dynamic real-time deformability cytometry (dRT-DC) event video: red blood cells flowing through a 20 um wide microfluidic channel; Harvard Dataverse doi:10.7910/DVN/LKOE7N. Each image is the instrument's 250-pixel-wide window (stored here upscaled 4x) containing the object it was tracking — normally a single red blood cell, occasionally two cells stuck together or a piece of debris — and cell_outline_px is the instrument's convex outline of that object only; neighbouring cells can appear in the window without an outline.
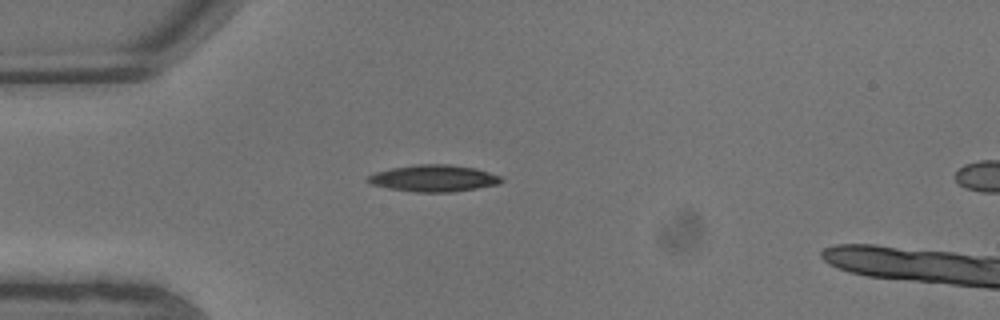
{"species": "common noctule bat (a hibernating species)", "species_latin": "Nyctalus noctula", "temperature_condition": "warm", "stored_images_in_passage": 8, "camera_frame_rate_fps": 3000, "um_per_image_px": 0.085, "animal": {"sex": "male", "body_mass_g": 13.3}, "frame": {"image": 1, "passage_image": 5, "time_ms": 1.333, "image_size_px": [1000, 320], "cell_outline_px": [[504, 180], [500, 184], [452, 192], [412, 192], [388, 188], [372, 184], [364, 180], [368, 176], [376, 172], [392, 168], [416, 164], [448, 164], [476, 168], [504, 176]], "centroid_in_image_um": [36.9, 15.15], "position_along_channel_um": 48.1, "area_um2": 20.98}}
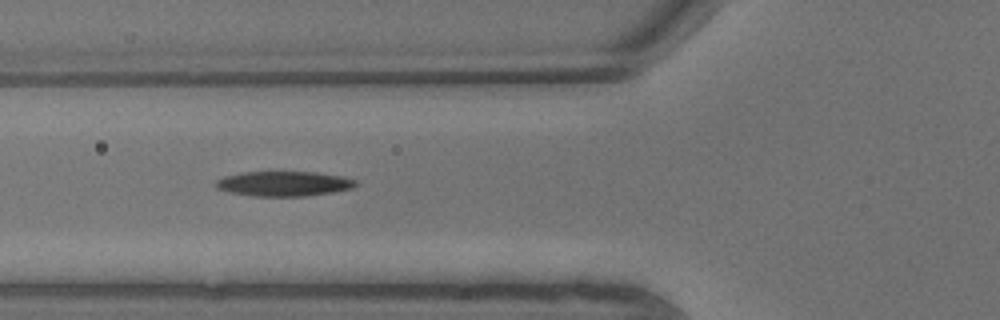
{"frame": {"image": 2, "passage_image": 7, "time_ms": 2.0, "image_size_px": [1000, 320], "cell_outline_px": [[356, 184], [352, 188], [332, 192], [308, 196], [252, 196], [228, 192], [216, 188], [216, 180], [224, 176], [240, 172], [316, 172], [344, 176], [356, 180]], "centroid_in_image_um": [24.11, 15.61], "position_along_channel_um": 101.7, "area_um2": 20.4}}
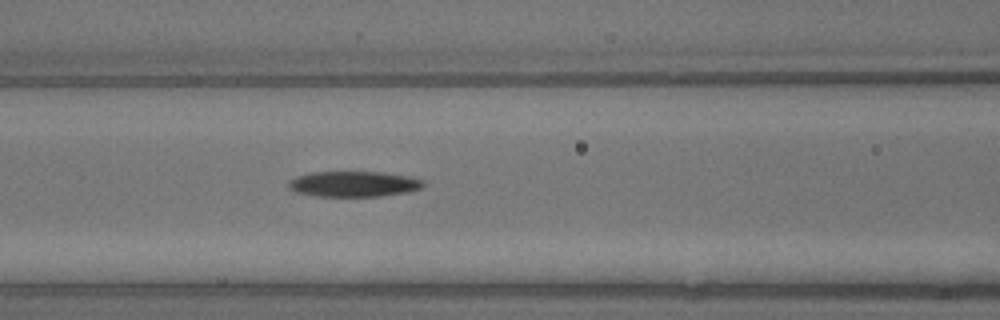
{"frame": {"image": 3, "passage_image": 8, "time_ms": 2.333, "image_size_px": [1000, 320], "cell_outline_px": [[424, 184], [420, 188], [408, 192], [380, 196], [316, 196], [296, 192], [288, 188], [288, 180], [296, 176], [312, 172], [384, 172], [412, 176], [420, 180]], "centroid_in_image_um": [30.04, 15.63], "position_along_channel_um": 136.6, "area_um2": 20.11}}